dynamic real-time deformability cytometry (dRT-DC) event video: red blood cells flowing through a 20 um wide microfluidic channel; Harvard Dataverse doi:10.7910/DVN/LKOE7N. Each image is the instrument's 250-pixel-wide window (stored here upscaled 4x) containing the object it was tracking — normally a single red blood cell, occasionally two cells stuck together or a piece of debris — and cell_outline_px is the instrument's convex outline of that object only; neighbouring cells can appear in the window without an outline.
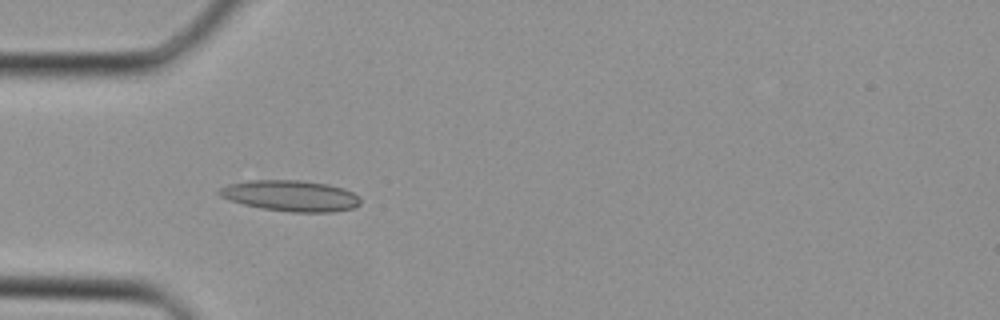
{"species": "Egyptian fruit bat (a non-hibernating species)", "species_latin": "Rousettus aegyptiacus", "temperature_condition": "cold", "stored_images_in_passage": 38, "camera_frame_rate_fps": 3000, "um_per_image_px": 0.085, "animal": {"sex": "female"}, "frame": {"image": 1, "passage_image": 12, "time_ms": 3.667, "image_size_px": [1000, 320], "cell_outline_px": [[360, 204], [352, 208], [332, 212], [292, 212], [264, 208], [244, 204], [220, 196], [216, 192], [220, 188], [228, 184], [248, 180], [300, 180], [328, 184], [344, 188], [360, 196]], "centroid_in_image_um": [24.73, 16.63], "position_along_channel_um": 60.3, "area_um2": 25.37}}
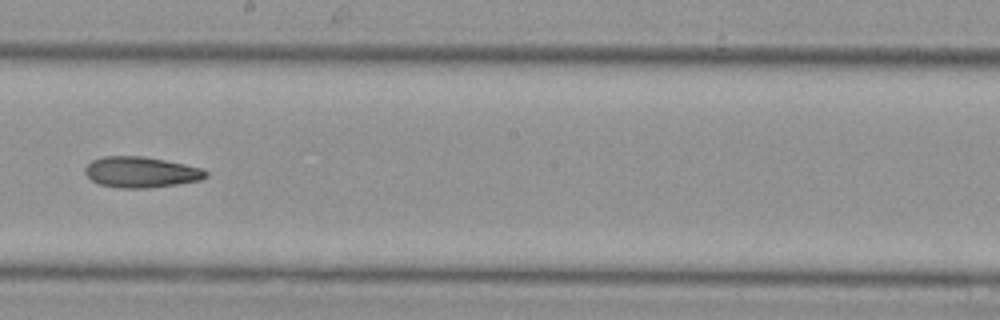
{"frame": {"image": 2, "passage_image": 22, "time_ms": 7.0, "image_size_px": [1000, 320], "cell_outline_px": [[208, 176], [200, 180], [176, 184], [144, 188], [120, 188], [100, 184], [92, 180], [84, 172], [84, 168], [92, 160], [104, 156], [144, 156], [204, 168], [208, 172]], "centroid_in_image_um": [11.99, 14.62], "position_along_channel_um": 236.2, "area_um2": 21.62}}
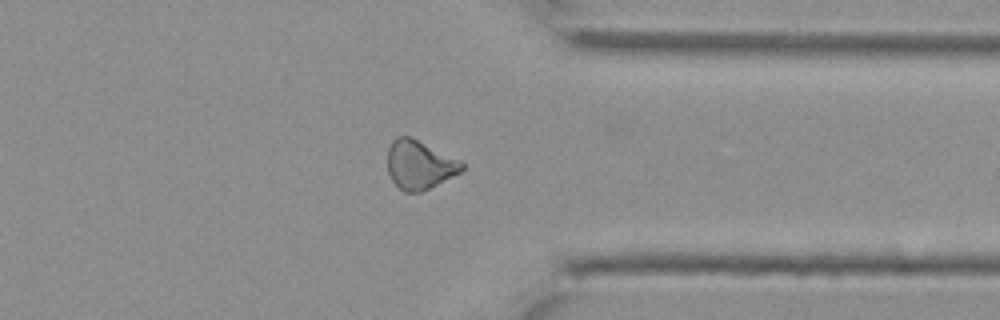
{"frame": {"image": 3, "passage_image": 30, "time_ms": 9.667, "image_size_px": [1000, 320], "cell_outline_px": [[464, 168], [460, 172], [420, 192], [404, 192], [392, 180], [388, 172], [388, 148], [392, 140], [396, 136], [412, 136], [460, 160], [464, 164]], "centroid_in_image_um": [35.64, 13.97], "position_along_channel_um": 375.8, "area_um2": 21.04}}